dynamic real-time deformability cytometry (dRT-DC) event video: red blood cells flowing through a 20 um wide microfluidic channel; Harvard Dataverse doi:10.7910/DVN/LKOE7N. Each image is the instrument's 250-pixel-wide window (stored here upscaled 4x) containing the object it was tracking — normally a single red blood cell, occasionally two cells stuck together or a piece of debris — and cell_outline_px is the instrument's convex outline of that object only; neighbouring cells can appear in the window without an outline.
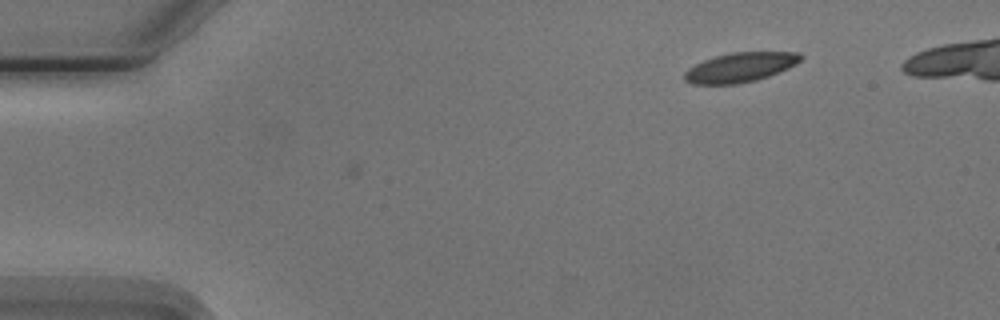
{"species": "Egyptian fruit bat (a non-hibernating species)", "species_latin": "Rousettus aegyptiacus", "temperature_condition": "cold", "stored_images_in_passage": 3, "camera_frame_rate_fps": 3000, "um_per_image_px": 0.085, "animal": {"sex": "male"}, "frame": {"image": 1, "passage_image": 3, "time_ms": 3.0, "image_size_px": [1000, 320], "cell_outline_px": [[804, 56], [796, 64], [788, 68], [768, 76], [756, 80], [736, 84], [692, 84], [684, 80], [684, 72], [688, 68], [704, 60], [728, 52], [800, 52]], "centroid_in_image_um": [62.91, 5.72], "position_along_channel_um": 22.1, "area_um2": 20.0}}